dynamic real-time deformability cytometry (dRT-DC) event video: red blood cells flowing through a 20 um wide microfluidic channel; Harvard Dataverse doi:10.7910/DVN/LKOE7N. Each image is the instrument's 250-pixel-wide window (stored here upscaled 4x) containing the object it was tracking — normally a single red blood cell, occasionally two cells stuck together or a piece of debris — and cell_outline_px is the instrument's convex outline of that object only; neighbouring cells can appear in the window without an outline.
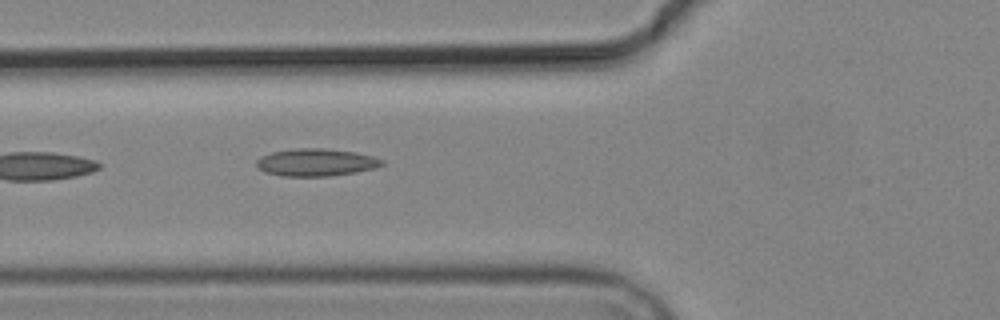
{"species": "common noctule bat (a hibernating species)", "species_latin": "Nyctalus noctula", "temperature_condition": "cold", "stored_images_in_passage": 5, "camera_frame_rate_fps": 3000, "um_per_image_px": 0.085, "animal": {"sex": "male", "body_mass_g": 19.2, "forearm_length_mm": 51.8}, "frame": {"image": 1, "passage_image": 5, "time_ms": 5.667, "image_size_px": [1000, 320], "cell_outline_px": [[384, 164], [376, 168], [356, 172], [328, 176], [280, 176], [264, 172], [256, 164], [256, 160], [260, 156], [272, 152], [296, 148], [328, 148], [356, 152], [372, 156], [384, 160]], "centroid_in_image_um": [26.87, 13.79], "position_along_channel_um": 98.9, "area_um2": 20.23}}